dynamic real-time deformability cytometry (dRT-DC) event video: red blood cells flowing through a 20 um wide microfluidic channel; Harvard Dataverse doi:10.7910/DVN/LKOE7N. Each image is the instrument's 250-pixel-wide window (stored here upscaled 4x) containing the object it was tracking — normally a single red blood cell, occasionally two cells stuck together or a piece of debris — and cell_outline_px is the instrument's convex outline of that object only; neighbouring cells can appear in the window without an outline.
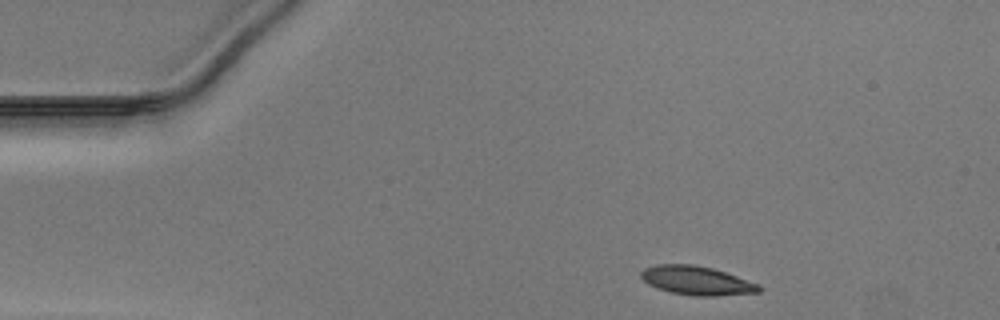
{"species": "Egyptian fruit bat (a non-hibernating species)", "species_latin": "Rousettus aegyptiacus", "temperature_condition": "warm", "stored_images_in_passage": 35, "camera_frame_rate_fps": 3000, "um_per_image_px": 0.085, "animal": {"sex": "male"}, "frame": {"image": 1, "passage_image": 1, "time_ms": 0.0, "image_size_px": [1000, 320], "cell_outline_px": [[764, 288], [760, 292], [716, 296], [692, 296], [668, 292], [656, 288], [648, 284], [640, 276], [640, 272], [644, 268], [656, 264], [692, 264], [712, 268], [760, 284]], "centroid_in_image_um": [59.21, 23.86], "position_along_channel_um": 25.8, "area_um2": 20.06}}
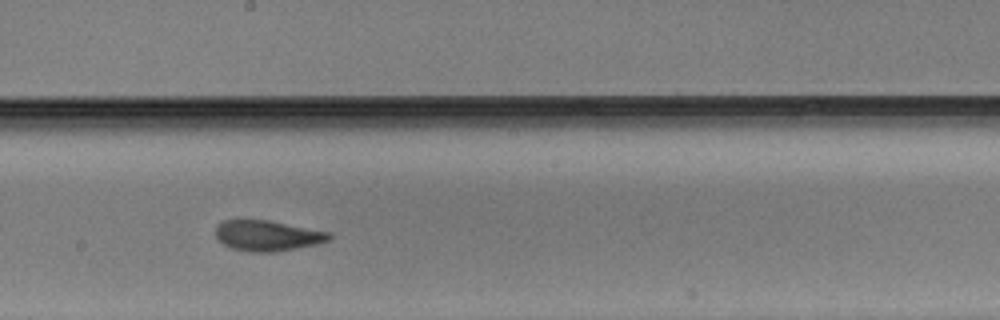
{"frame": {"image": 2, "passage_image": 21, "time_ms": 6.667, "image_size_px": [1000, 320], "cell_outline_px": [[332, 240], [316, 244], [296, 248], [272, 252], [252, 252], [232, 248], [224, 244], [216, 236], [216, 224], [224, 220], [236, 216], [268, 220], [332, 232]], "centroid_in_image_um": [22.71, 19.98], "position_along_channel_um": 225.5, "area_um2": 20.87}}
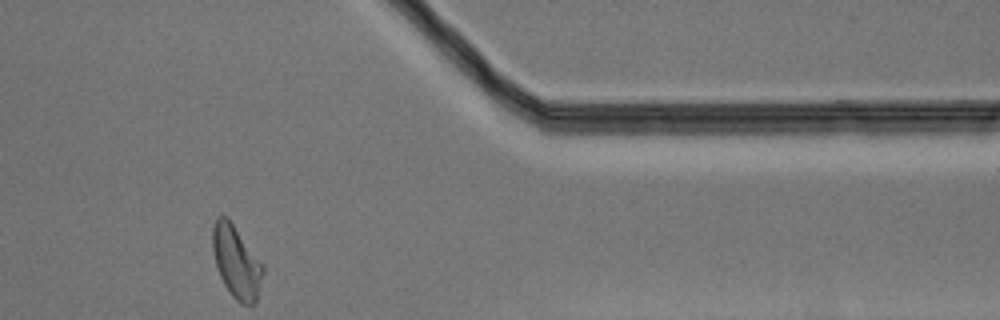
{"frame": {"image": 3, "passage_image": 35, "time_ms": 11.333, "image_size_px": [1000, 320], "cell_outline_px": [[264, 272], [256, 304], [240, 304], [232, 296], [224, 284], [220, 276], [216, 264], [212, 248], [212, 228], [216, 216], [224, 216], [232, 224], [264, 264]], "centroid_in_image_um": [20.11, 22.3], "position_along_channel_um": 391.3, "area_um2": 21.15}}